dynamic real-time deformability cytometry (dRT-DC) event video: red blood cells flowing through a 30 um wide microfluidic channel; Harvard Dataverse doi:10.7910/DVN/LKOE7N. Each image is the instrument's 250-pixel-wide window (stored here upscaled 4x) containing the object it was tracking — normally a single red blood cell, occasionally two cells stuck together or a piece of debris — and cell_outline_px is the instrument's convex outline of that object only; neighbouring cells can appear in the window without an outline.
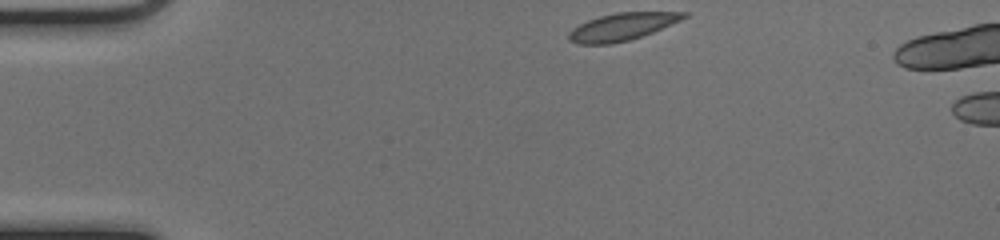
{"species": "common noctule bat (a hibernating species)", "species_latin": "Nyctalus noctula", "temperature_condition": "cold", "stored_images_in_passage": 42, "camera_frame_rate_fps": 3000, "um_per_image_px": 0.085, "animal": {"sex": "female", "body_mass_g": 17.0, "forearm_length_mm": 48.0}, "frame": {"image": 1, "passage_image": 1, "time_ms": 0.0, "image_size_px": [1000, 240], "cell_outline_px": [[684, 16], [660, 28], [640, 36], [628, 40], [604, 44], [584, 44], [572, 40], [568, 36], [580, 24], [588, 20], [620, 12], [684, 12]], "centroid_in_image_um": [52.83, 2.27], "position_along_channel_um": 32.2, "area_um2": 16.99}}
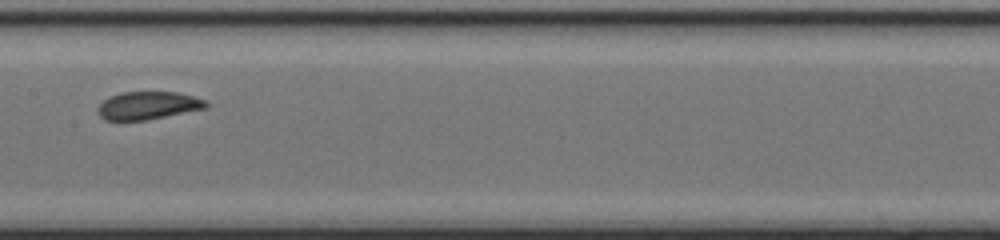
{"frame": {"image": 2, "passage_image": 18, "time_ms": 5.667, "image_size_px": [1000, 240], "cell_outline_px": [[208, 104], [204, 108], [144, 120], [108, 120], [100, 112], [100, 104], [104, 100], [112, 96], [124, 92], [172, 92], [192, 96], [204, 100]], "centroid_in_image_um": [12.6, 8.95], "position_along_channel_um": 194.8, "area_um2": 16.7}}
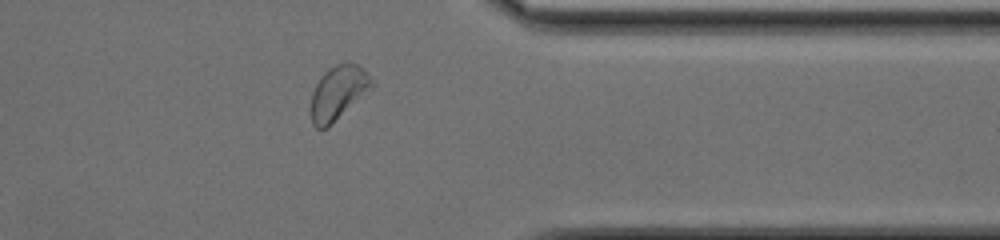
{"frame": {"image": 3, "passage_image": 33, "time_ms": 10.667, "image_size_px": [1000, 240], "cell_outline_px": [[368, 84], [324, 128], [316, 128], [312, 120], [312, 96], [316, 84], [332, 68], [340, 64], [356, 64], [364, 72], [368, 80]], "centroid_in_image_um": [28.58, 7.86], "position_along_channel_um": 382.8, "area_um2": 15.95}}